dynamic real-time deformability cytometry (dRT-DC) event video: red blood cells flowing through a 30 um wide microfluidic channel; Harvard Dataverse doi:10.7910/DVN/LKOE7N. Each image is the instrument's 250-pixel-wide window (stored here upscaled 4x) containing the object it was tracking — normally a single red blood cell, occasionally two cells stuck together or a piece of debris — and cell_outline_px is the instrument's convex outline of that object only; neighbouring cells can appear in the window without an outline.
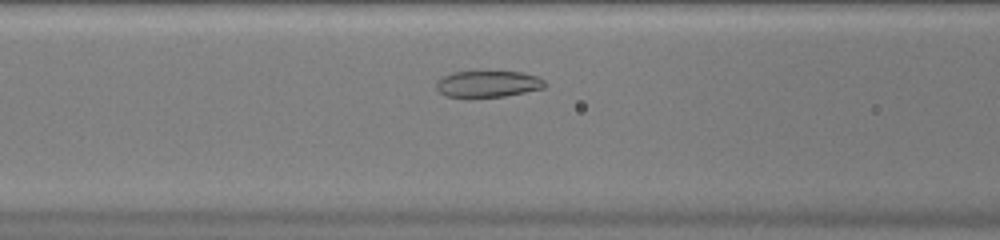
{"species": "common noctule bat (a hibernating species)", "species_latin": "Nyctalus noctula", "temperature_condition": "warm", "stored_images_in_passage": 33, "camera_frame_rate_fps": 3000, "um_per_image_px": 0.085, "animal": {"sex": "female", "body_mass_g": 20.0, "forearm_length_mm": 54.0}, "frame": {"image": 1, "passage_image": 9, "time_ms": 2.667, "image_size_px": [1000, 240], "cell_outline_px": [[548, 84], [544, 88], [504, 96], [472, 100], [444, 96], [436, 88], [436, 80], [452, 72], [524, 72], [536, 76], [544, 80]], "centroid_in_image_um": [41.43, 7.18], "position_along_channel_um": 125.2, "area_um2": 17.34}}
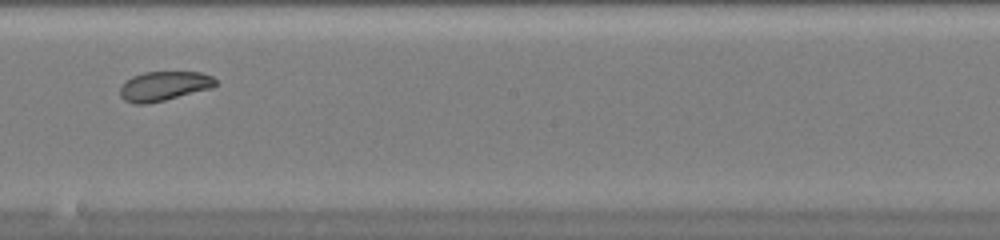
{"frame": {"image": 2, "passage_image": 17, "time_ms": 5.333, "image_size_px": [1000, 240], "cell_outline_px": [[216, 84], [212, 88], [164, 100], [144, 104], [136, 104], [124, 100], [120, 96], [120, 88], [132, 76], [144, 72], [200, 72], [212, 76], [216, 80]], "centroid_in_image_um": [13.94, 7.31], "position_along_channel_um": 234.3, "area_um2": 16.18}}
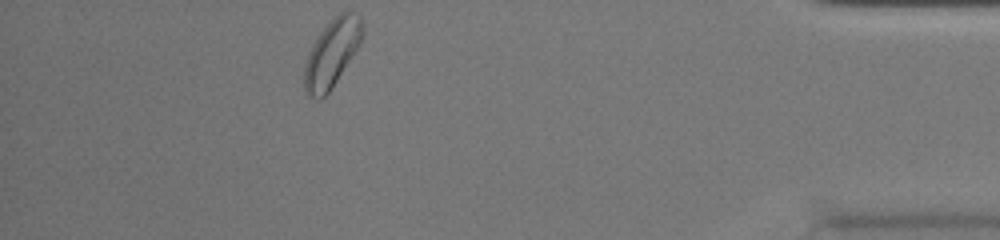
{"frame": {"image": 3, "passage_image": 33, "time_ms": 10.667, "image_size_px": [1000, 240], "cell_outline_px": [[364, 32], [356, 48], [332, 88], [320, 100], [316, 100], [308, 96], [304, 92], [304, 64], [308, 52], [312, 44], [320, 32], [340, 12], [348, 12], [360, 16]], "centroid_in_image_um": [28.15, 4.57], "position_along_channel_um": 407.0, "area_um2": 22.48}, "authors_computed_cell_mechanics": {"area_um2": 17.34, "velocity_mm_per_s": 4.1033, "shape_relaxation_time_tau1_ms": 3.6885, "shape_relaxation_time_tau2_ms": null, "deformation_change_tau1": 0.0979, "deformation_change_tau2": null}}